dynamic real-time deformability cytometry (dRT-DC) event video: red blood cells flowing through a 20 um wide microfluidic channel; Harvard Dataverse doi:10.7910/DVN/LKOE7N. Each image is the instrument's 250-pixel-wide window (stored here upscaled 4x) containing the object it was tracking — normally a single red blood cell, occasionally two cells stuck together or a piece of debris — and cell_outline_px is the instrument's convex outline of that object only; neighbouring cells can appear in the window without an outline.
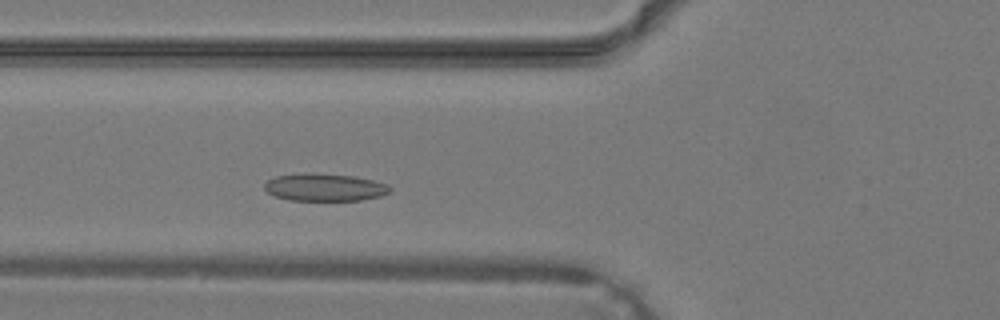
{"species": "common noctule bat (a hibernating species)", "species_latin": "Nyctalus noctula", "temperature_condition": "warm", "stored_images_in_passage": 31, "camera_frame_rate_fps": 3000, "um_per_image_px": 0.085, "animal": {"sex": "male", "body_mass_g": 19.2, "forearm_length_mm": 51.8}, "frame": {"image": 1, "passage_image": 7, "time_ms": 2.0, "image_size_px": [1000, 320], "cell_outline_px": [[392, 192], [380, 196], [360, 200], [288, 200], [276, 196], [268, 192], [264, 188], [264, 184], [268, 180], [276, 176], [352, 176], [372, 180], [384, 184], [392, 188]], "centroid_in_image_um": [27.64, 15.98], "position_along_channel_um": 98.2, "area_um2": 18.9}}
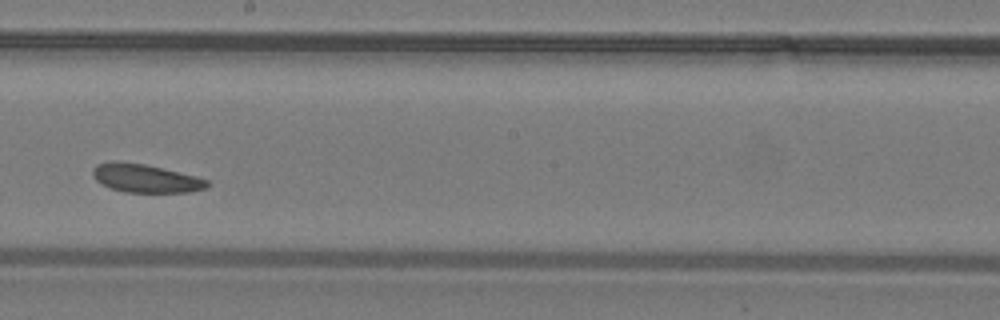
{"frame": {"image": 2, "passage_image": 15, "time_ms": 4.667, "image_size_px": [1000, 320], "cell_outline_px": [[212, 184], [208, 188], [188, 192], [124, 192], [112, 188], [96, 180], [92, 176], [92, 168], [96, 164], [108, 160], [116, 160], [144, 164], [196, 176], [208, 180]], "centroid_in_image_um": [12.36, 15.14], "position_along_channel_um": 235.8, "area_um2": 19.07}}
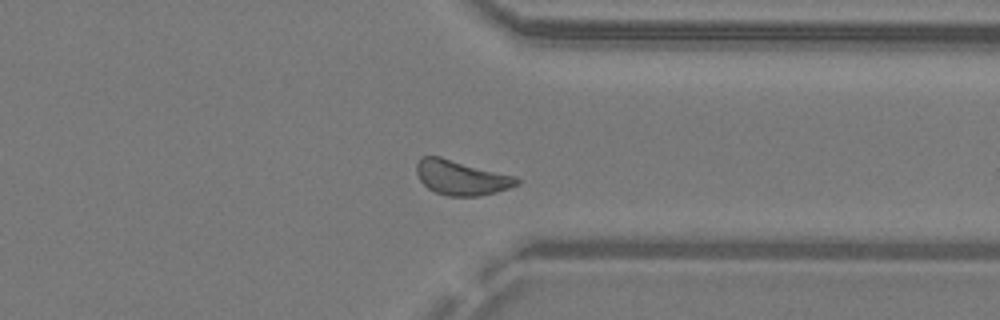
{"frame": {"image": 3, "passage_image": 23, "time_ms": 7.333, "image_size_px": [1000, 320], "cell_outline_px": [[520, 184], [496, 192], [476, 196], [448, 196], [436, 192], [428, 188], [420, 180], [416, 172], [416, 164], [420, 156], [440, 156], [516, 176], [520, 180]], "centroid_in_image_um": [39.21, 15.08], "position_along_channel_um": 372.2, "area_um2": 20.35}}